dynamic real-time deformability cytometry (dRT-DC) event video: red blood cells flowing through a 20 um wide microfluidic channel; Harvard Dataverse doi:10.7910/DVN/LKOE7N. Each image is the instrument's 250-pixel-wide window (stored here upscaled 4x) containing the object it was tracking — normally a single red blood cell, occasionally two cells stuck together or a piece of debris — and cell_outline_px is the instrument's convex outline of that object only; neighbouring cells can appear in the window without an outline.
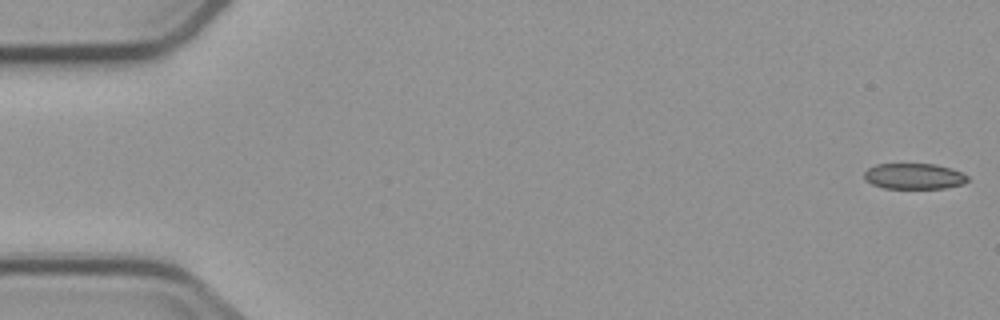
{"species": "common noctule bat (a hibernating species)", "species_latin": "Nyctalus noctula", "temperature_condition": "cold", "stored_images_in_passage": 5, "camera_frame_rate_fps": 3000, "um_per_image_px": 0.085, "animal": {"sex": "male", "body_mass_g": 23.1, "forearm_length_mm": 52.7}, "frame": {"image": 1, "passage_image": 1, "time_ms": 0.0, "image_size_px": [1000, 320], "cell_outline_px": [[968, 180], [964, 184], [944, 188], [884, 188], [872, 184], [864, 176], [864, 172], [868, 168], [876, 164], [936, 164], [952, 168], [968, 176]], "centroid_in_image_um": [77.72, 14.97], "position_along_channel_um": 7.3, "area_um2": 15.49}}